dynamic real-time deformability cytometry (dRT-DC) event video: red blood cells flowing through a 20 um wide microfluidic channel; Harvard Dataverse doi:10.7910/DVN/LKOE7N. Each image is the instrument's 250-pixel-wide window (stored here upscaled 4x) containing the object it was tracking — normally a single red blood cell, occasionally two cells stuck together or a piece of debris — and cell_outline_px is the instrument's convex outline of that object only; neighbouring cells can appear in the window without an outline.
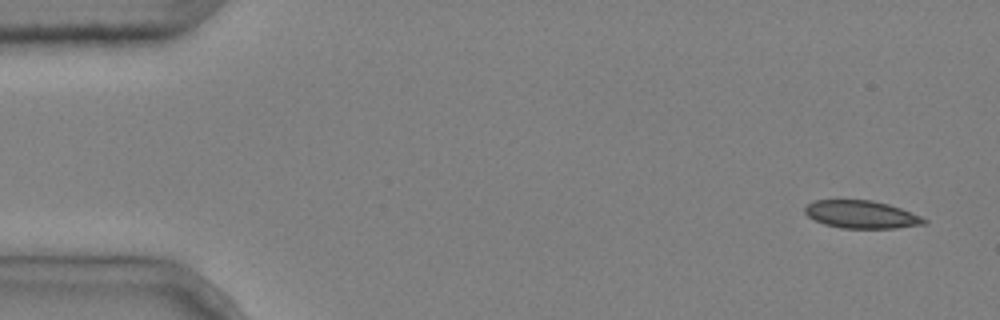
{"species": "common noctule bat (a hibernating species)", "species_latin": "Nyctalus noctula", "temperature_condition": "cold", "stored_images_in_passage": 10, "camera_frame_rate_fps": 3000, "um_per_image_px": 0.085, "animal": {"sex": "male", "body_mass_g": 20.4}, "frame": {"image": 1, "passage_image": 1, "time_ms": 0.0, "image_size_px": [1000, 320], "cell_outline_px": [[928, 220], [924, 224], [896, 228], [840, 228], [824, 224], [808, 216], [804, 212], [804, 208], [808, 204], [816, 200], [872, 200], [888, 204], [900, 208], [920, 216]], "centroid_in_image_um": [73.21, 18.23], "position_along_channel_um": 11.8, "area_um2": 19.13}}
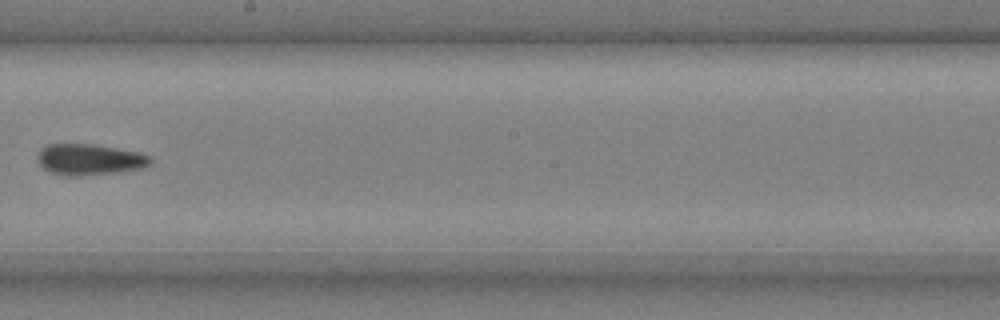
{"frame": {"image": 2, "passage_image": 9, "time_ms": 2.667, "image_size_px": [1000, 320], "cell_outline_px": [[152, 164], [144, 168], [116, 172], [80, 176], [60, 176], [44, 168], [36, 160], [36, 156], [40, 148], [48, 144], [92, 144], [140, 152], [152, 156]], "centroid_in_image_um": [7.61, 13.56], "position_along_channel_um": 240.6, "area_um2": 20.75}}
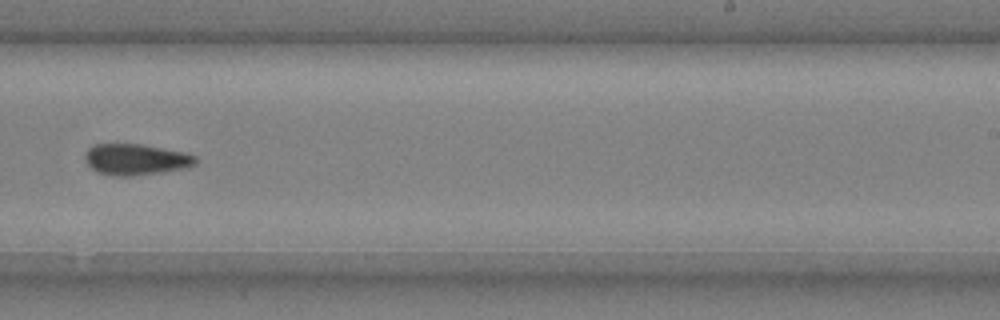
{"frame": {"image": 3, "passage_image": 10, "time_ms": 3.0, "image_size_px": [1000, 320], "cell_outline_px": [[196, 164], [184, 168], [160, 172], [132, 176], [112, 176], [96, 172], [84, 160], [84, 156], [88, 148], [96, 144], [140, 144], [184, 152], [196, 156]], "centroid_in_image_um": [11.51, 13.56], "position_along_channel_um": 277.5, "area_um2": 20.0}}